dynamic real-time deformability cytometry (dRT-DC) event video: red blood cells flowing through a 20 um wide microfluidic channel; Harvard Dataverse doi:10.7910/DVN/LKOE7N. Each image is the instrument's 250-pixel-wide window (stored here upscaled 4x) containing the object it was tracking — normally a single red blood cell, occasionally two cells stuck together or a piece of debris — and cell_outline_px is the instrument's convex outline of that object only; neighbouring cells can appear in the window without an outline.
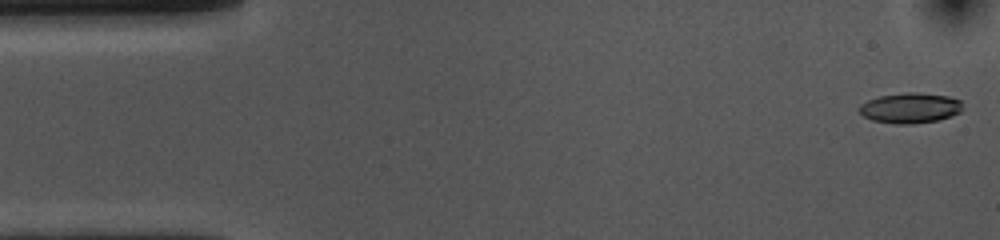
{"species": "common noctule bat (a hibernating species)", "species_latin": "Nyctalus noctula", "temperature_condition": "cold", "stored_images_in_passage": 54, "camera_frame_rate_fps": 3000, "um_per_image_px": 0.085, "animal": {"sex": "female", "body_mass_g": 10.0, "forearm_length_mm": 53.1}, "frame": {"image": 1, "passage_image": 1, "time_ms": 0.0, "image_size_px": [1000, 240], "cell_outline_px": [[960, 112], [952, 116], [936, 120], [912, 124], [896, 124], [872, 120], [864, 116], [860, 112], [860, 104], [868, 100], [880, 96], [908, 92], [916, 92], [948, 96], [960, 100]], "centroid_in_image_um": [77.35, 9.18], "position_along_channel_um": 7.6, "area_um2": 18.03}}
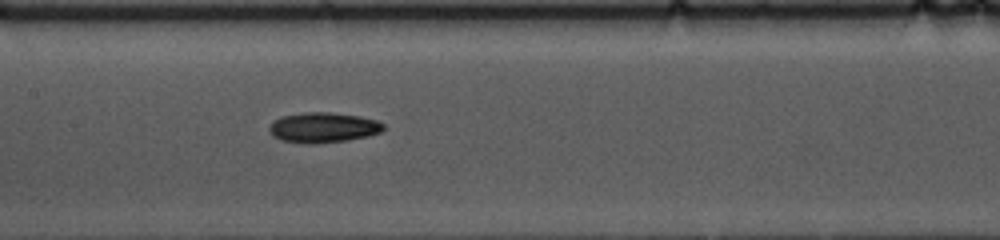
{"frame": {"image": 2, "passage_image": 24, "time_ms": 7.667, "image_size_px": [1000, 240], "cell_outline_px": [[384, 128], [380, 132], [368, 136], [348, 140], [316, 144], [304, 144], [280, 140], [272, 136], [268, 132], [268, 128], [280, 116], [304, 112], [328, 112], [360, 116], [376, 120], [384, 124]], "centroid_in_image_um": [27.44, 10.85], "position_along_channel_um": 180.0, "area_um2": 20.29}}
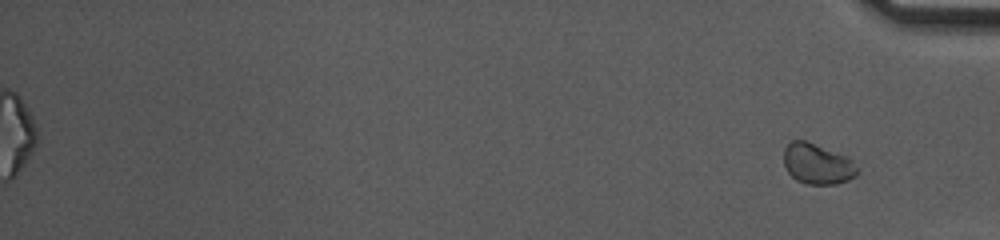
{"frame": {"image": 3, "passage_image": 54, "time_ms": 17.667, "image_size_px": [1000, 240], "cell_outline_px": [[860, 172], [856, 176], [848, 180], [836, 184], [808, 184], [796, 180], [788, 172], [784, 164], [784, 148], [792, 140], [804, 140], [848, 156], [860, 168]], "centroid_in_image_um": [69.52, 13.94], "position_along_channel_um": 365.7, "area_um2": 17.57}, "authors_computed_cell_mechanics": {"area_um2": 18.8717, "velocity_mm_per_s": 3.6823, "shape_relaxation_time_tau1_ms": 5.1084, "shape_relaxation_time_tau2_ms": null, "deformation_change_tau1": 0.1322, "deformation_change_tau2": null}}